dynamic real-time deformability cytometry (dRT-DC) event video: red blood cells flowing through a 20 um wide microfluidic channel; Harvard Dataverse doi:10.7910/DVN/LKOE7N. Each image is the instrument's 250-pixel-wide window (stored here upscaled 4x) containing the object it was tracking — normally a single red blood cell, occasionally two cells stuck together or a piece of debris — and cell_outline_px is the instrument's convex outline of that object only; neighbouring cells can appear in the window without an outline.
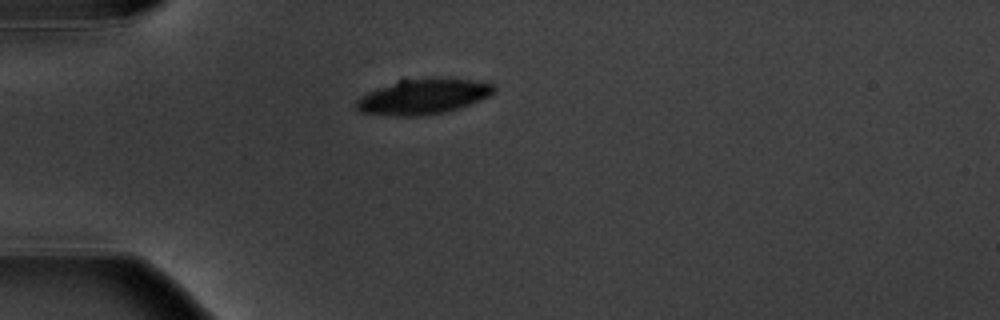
{"species": "common noctule bat (a hibernating species)", "species_latin": "Nyctalus noctula", "temperature_condition": "warm", "stored_images_in_passage": 1, "camera_frame_rate_fps": 3000, "um_per_image_px": 0.085, "animal": {"sex": "male", "body_mass_g": 20.1, "forearm_length_mm": 53.5}, "frame": {"image": 1, "passage_image": 1, "time_ms": 0.0, "image_size_px": [1000, 320], "cell_outline_px": [[496, 92], [480, 100], [460, 108], [444, 112], [416, 116], [392, 116], [360, 112], [356, 108], [356, 100], [360, 96], [376, 88], [404, 76], [444, 76], [472, 80], [496, 84]], "centroid_in_image_um": [35.97, 8.14], "position_along_channel_um": 49.0, "area_um2": 29.54}}